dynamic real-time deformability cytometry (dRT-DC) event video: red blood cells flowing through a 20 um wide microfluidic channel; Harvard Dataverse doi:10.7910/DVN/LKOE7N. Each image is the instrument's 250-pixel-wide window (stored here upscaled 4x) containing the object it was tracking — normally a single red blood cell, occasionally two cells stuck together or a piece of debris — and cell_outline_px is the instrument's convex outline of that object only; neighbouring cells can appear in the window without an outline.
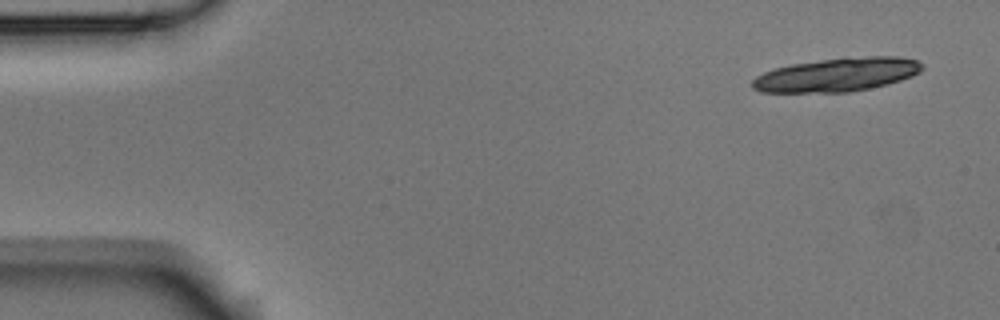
{"species": "Egyptian fruit bat (a non-hibernating species)", "species_latin": "Rousettus aegyptiacus", "temperature_condition": "room temperature", "stored_images_in_passage": 7, "camera_frame_rate_fps": 3000, "um_per_image_px": 0.085, "animal": {"sex": "male"}, "frame": {"image": 1, "passage_image": 1, "time_ms": 0.0, "image_size_px": [1000, 320], "cell_outline_px": [[924, 68], [920, 72], [912, 76], [888, 84], [848, 92], [760, 92], [752, 88], [752, 80], [756, 76], [764, 72], [776, 68], [792, 64], [844, 56], [900, 56], [916, 60], [924, 64]], "centroid_in_image_um": [71.18, 6.33], "position_along_channel_um": 13.8, "area_um2": 33.58}}
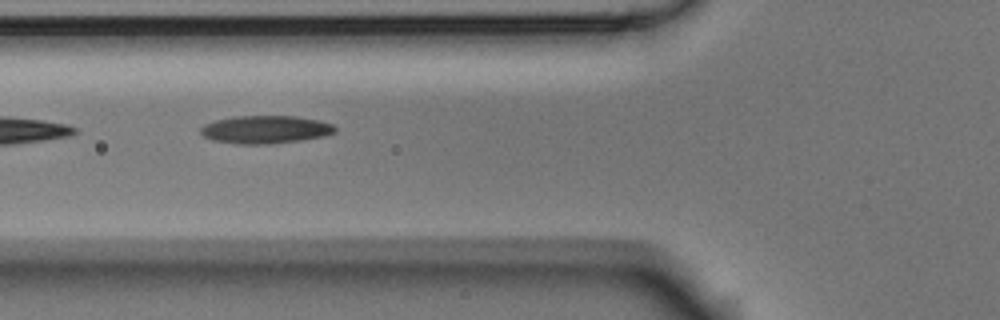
{"frame": {"image": 2, "passage_image": 6, "time_ms": 1.667, "image_size_px": [1000, 320], "cell_outline_px": [[336, 132], [324, 136], [300, 140], [268, 144], [236, 144], [212, 140], [204, 136], [200, 132], [200, 128], [204, 124], [216, 120], [236, 116], [296, 116], [320, 120], [332, 124], [336, 128]], "centroid_in_image_um": [22.56, 11.01], "position_along_channel_um": 103.2, "area_um2": 21.91}}
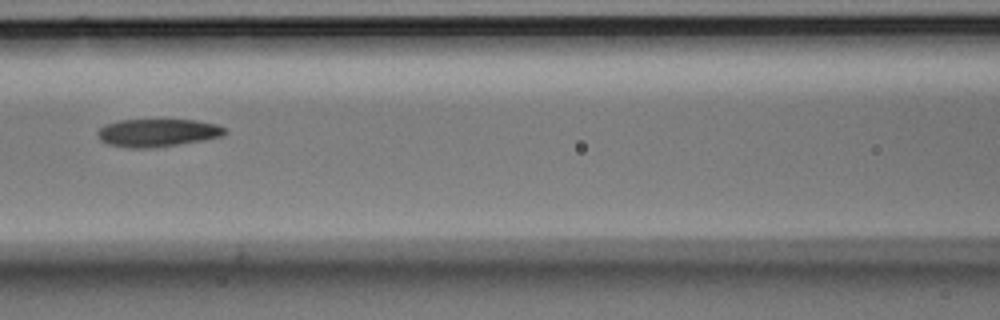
{"frame": {"image": 3, "passage_image": 7, "time_ms": 2.0, "image_size_px": [1000, 320], "cell_outline_px": [[228, 132], [224, 136], [204, 140], [152, 148], [132, 148], [108, 144], [100, 140], [96, 132], [104, 124], [120, 120], [196, 120], [216, 124], [224, 128]], "centroid_in_image_um": [13.39, 11.28], "position_along_channel_um": 153.2, "area_um2": 20.69}}